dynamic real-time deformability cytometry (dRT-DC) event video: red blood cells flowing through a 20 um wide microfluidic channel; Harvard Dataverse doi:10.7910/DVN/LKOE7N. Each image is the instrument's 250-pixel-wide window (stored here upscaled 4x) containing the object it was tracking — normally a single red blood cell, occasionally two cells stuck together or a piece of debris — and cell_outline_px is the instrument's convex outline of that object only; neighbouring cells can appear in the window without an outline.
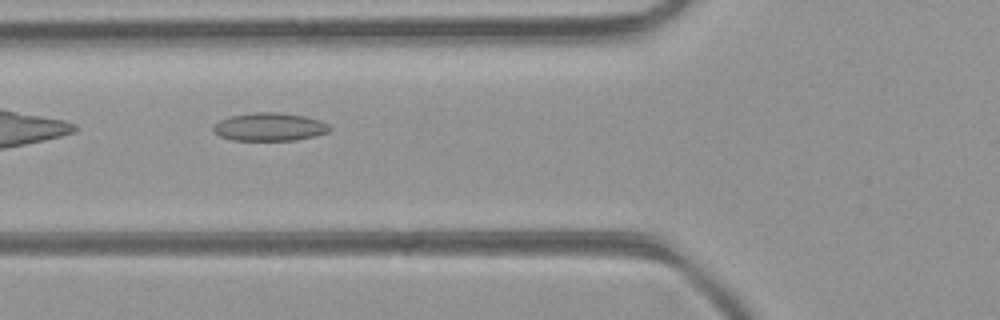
{"species": "common noctule bat (a hibernating species)", "species_latin": "Nyctalus noctula", "temperature_condition": "room temperature", "stored_images_in_passage": 30, "camera_frame_rate_fps": 3000, "um_per_image_px": 0.085, "animal": {"sex": "female", "body_mass_g": 21.9}, "frame": {"image": 1, "passage_image": 3, "time_ms": 0.667, "image_size_px": [1000, 320], "cell_outline_px": [[332, 128], [328, 132], [316, 136], [296, 140], [232, 140], [220, 136], [212, 132], [212, 124], [220, 120], [232, 116], [256, 112], [276, 112], [304, 116], [320, 120], [328, 124]], "centroid_in_image_um": [22.9, 10.79], "position_along_channel_um": 102.9, "area_um2": 19.13}}
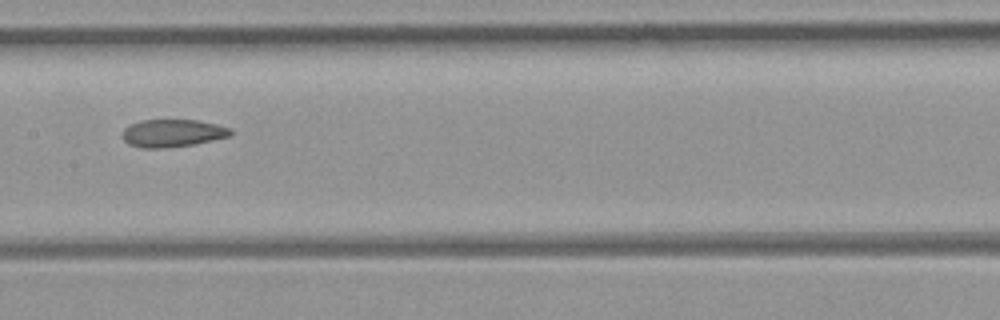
{"frame": {"image": 2, "passage_image": 9, "time_ms": 2.667, "image_size_px": [1000, 320], "cell_outline_px": [[232, 136], [196, 144], [164, 148], [140, 148], [128, 144], [124, 140], [124, 128], [140, 120], [196, 120], [216, 124], [232, 128]], "centroid_in_image_um": [14.71, 11.32], "position_along_channel_um": 192.7, "area_um2": 17.51}}
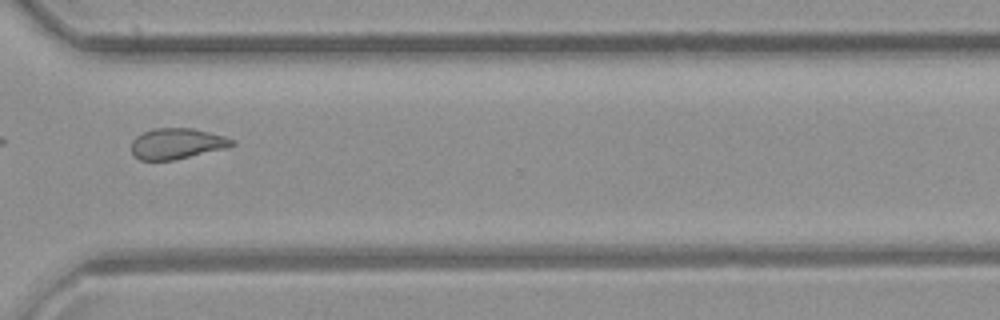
{"frame": {"image": 3, "passage_image": 20, "time_ms": 6.333, "image_size_px": [1000, 320], "cell_outline_px": [[236, 144], [228, 148], [172, 160], [140, 160], [132, 156], [132, 140], [136, 136], [144, 132], [156, 128], [192, 128], [224, 136], [236, 140]], "centroid_in_image_um": [15.05, 12.21], "position_along_channel_um": 355.6, "area_um2": 18.09}}